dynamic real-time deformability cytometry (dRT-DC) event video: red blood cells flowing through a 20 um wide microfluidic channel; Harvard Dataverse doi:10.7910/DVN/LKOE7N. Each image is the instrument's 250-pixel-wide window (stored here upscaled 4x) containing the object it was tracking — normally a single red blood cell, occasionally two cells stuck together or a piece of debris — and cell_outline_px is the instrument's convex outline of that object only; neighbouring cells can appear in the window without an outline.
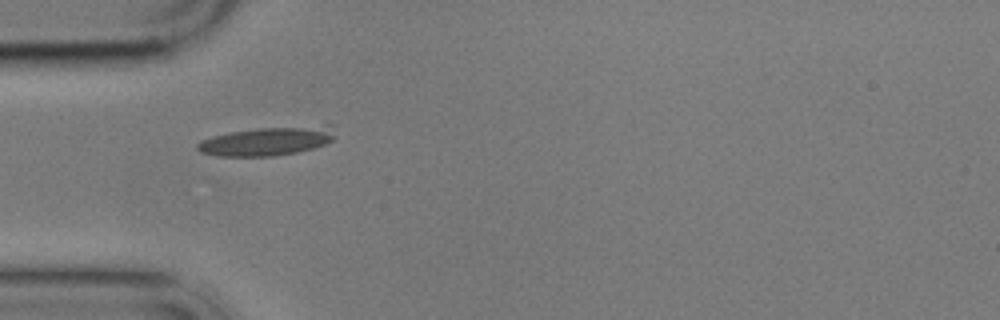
{"species": "common noctule bat (a hibernating species)", "species_latin": "Nyctalus noctula", "temperature_condition": "cold", "stored_images_in_passage": 5, "camera_frame_rate_fps": 3000, "um_per_image_px": 0.085, "animal": {"sex": "male", "body_mass_g": 17.9}, "frame": {"image": 1, "passage_image": 4, "time_ms": 3.667, "image_size_px": [1000, 320], "cell_outline_px": [[336, 136], [332, 140], [324, 144], [312, 148], [296, 152], [272, 156], [216, 156], [200, 152], [196, 148], [196, 144], [200, 140], [212, 136], [232, 132], [260, 128], [324, 124], [336, 124]], "centroid_in_image_um": [22.77, 11.97], "position_along_channel_um": 62.2, "area_um2": 23.41}}